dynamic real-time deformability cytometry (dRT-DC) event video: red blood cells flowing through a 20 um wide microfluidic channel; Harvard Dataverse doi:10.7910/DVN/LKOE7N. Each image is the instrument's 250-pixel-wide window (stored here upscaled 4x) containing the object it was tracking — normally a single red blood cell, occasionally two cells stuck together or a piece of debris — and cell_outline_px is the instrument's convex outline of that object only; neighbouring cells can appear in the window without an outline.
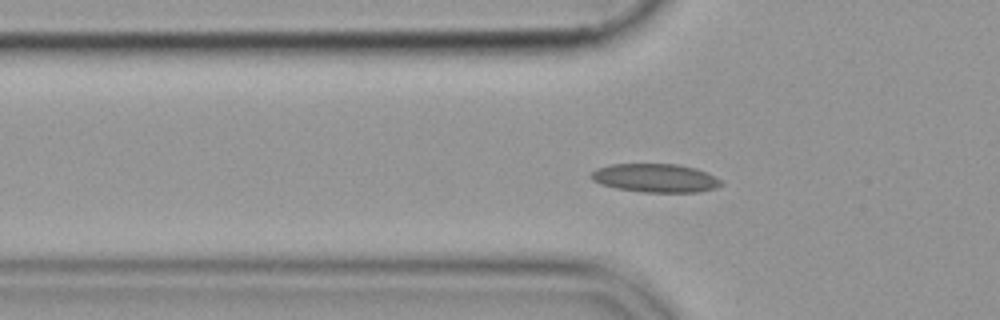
{"species": "common noctule bat (a hibernating species)", "species_latin": "Nyctalus noctula", "temperature_condition": "cold", "stored_images_in_passage": 47, "camera_frame_rate_fps": 3000, "um_per_image_px": 0.085, "animal": {"sex": "female", "body_mass_g": 19.9}, "frame": {"image": 1, "passage_image": 15, "time_ms": 4.667, "image_size_px": [1000, 320], "cell_outline_px": [[724, 184], [716, 188], [700, 192], [644, 192], [616, 188], [600, 184], [592, 180], [588, 176], [596, 168], [608, 164], [676, 164], [696, 168], [720, 180]], "centroid_in_image_um": [55.66, 15.13], "position_along_channel_um": 70.1, "area_um2": 21.68}}
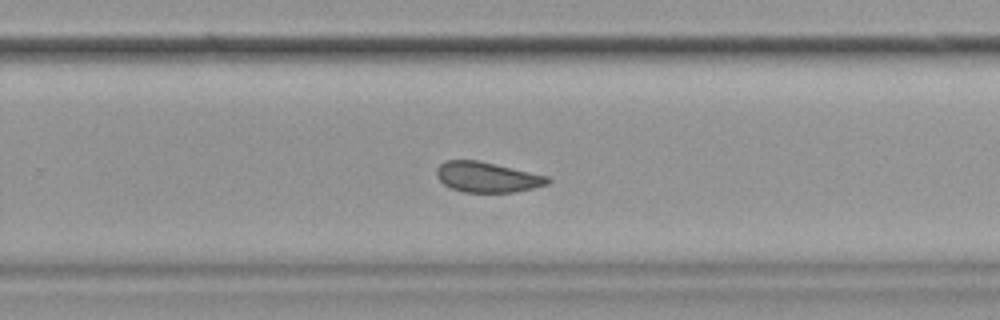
{"frame": {"image": 2, "passage_image": 33, "time_ms": 10.667, "image_size_px": [1000, 320], "cell_outline_px": [[552, 180], [548, 184], [532, 188], [512, 192], [464, 192], [452, 188], [444, 184], [436, 176], [436, 168], [440, 164], [448, 160], [476, 160], [548, 176]], "centroid_in_image_um": [41.39, 15.06], "position_along_channel_um": 288.4, "area_um2": 19.36}}
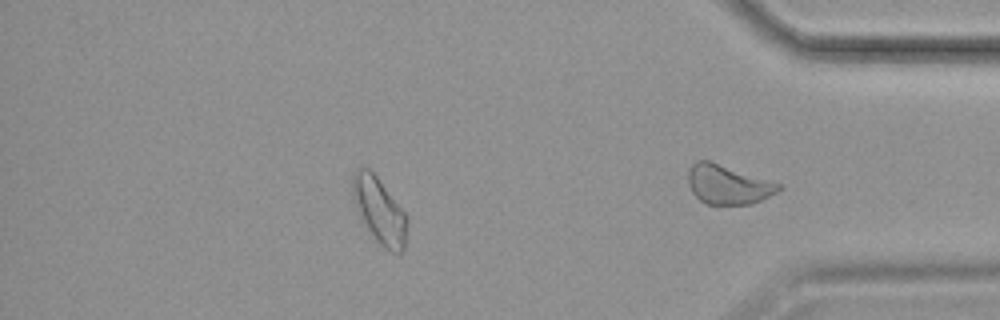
{"frame": {"image": 3, "passage_image": 40, "time_ms": 13.0, "image_size_px": [1000, 320], "cell_outline_px": [[408, 224], [404, 252], [392, 252], [384, 248], [368, 232], [360, 216], [352, 196], [352, 176], [356, 168], [368, 168], [376, 176], [408, 216]], "centroid_in_image_um": [32.26, 17.93], "position_along_channel_um": 402.9, "area_um2": 20.98}}